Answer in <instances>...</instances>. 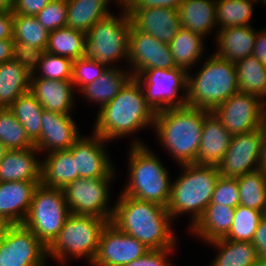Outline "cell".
Returning <instances> with one entry per match:
<instances>
[{"label":"cell","instance_id":"cell-1","mask_svg":"<svg viewBox=\"0 0 266 266\" xmlns=\"http://www.w3.org/2000/svg\"><path fill=\"white\" fill-rule=\"evenodd\" d=\"M114 205L110 223L121 232L135 237L150 250L176 248L173 219L166 207L122 192Z\"/></svg>","mask_w":266,"mask_h":266},{"label":"cell","instance_id":"cell-2","mask_svg":"<svg viewBox=\"0 0 266 266\" xmlns=\"http://www.w3.org/2000/svg\"><path fill=\"white\" fill-rule=\"evenodd\" d=\"M155 115L142 85L131 77L117 96L100 108L93 133L107 141L128 137L146 126L154 127Z\"/></svg>","mask_w":266,"mask_h":266},{"label":"cell","instance_id":"cell-3","mask_svg":"<svg viewBox=\"0 0 266 266\" xmlns=\"http://www.w3.org/2000/svg\"><path fill=\"white\" fill-rule=\"evenodd\" d=\"M207 112L202 108L186 105L156 112L153 129L164 149L175 158L177 164L196 162L204 115Z\"/></svg>","mask_w":266,"mask_h":266},{"label":"cell","instance_id":"cell-4","mask_svg":"<svg viewBox=\"0 0 266 266\" xmlns=\"http://www.w3.org/2000/svg\"><path fill=\"white\" fill-rule=\"evenodd\" d=\"M133 141L128 153L129 179L121 192L167 207L172 184L168 170L143 141Z\"/></svg>","mask_w":266,"mask_h":266},{"label":"cell","instance_id":"cell-5","mask_svg":"<svg viewBox=\"0 0 266 266\" xmlns=\"http://www.w3.org/2000/svg\"><path fill=\"white\" fill-rule=\"evenodd\" d=\"M180 166L183 173L171 184L170 199L166 208L173 221L183 213L191 214L190 228L210 204L220 174L217 166L196 163Z\"/></svg>","mask_w":266,"mask_h":266},{"label":"cell","instance_id":"cell-6","mask_svg":"<svg viewBox=\"0 0 266 266\" xmlns=\"http://www.w3.org/2000/svg\"><path fill=\"white\" fill-rule=\"evenodd\" d=\"M205 60L195 77L187 72L186 106L214 111L239 92L237 69L234 63L214 53Z\"/></svg>","mask_w":266,"mask_h":266},{"label":"cell","instance_id":"cell-7","mask_svg":"<svg viewBox=\"0 0 266 266\" xmlns=\"http://www.w3.org/2000/svg\"><path fill=\"white\" fill-rule=\"evenodd\" d=\"M107 223L104 218L71 213L57 237L47 247V257L51 256L63 266L67 258L85 257L91 265L98 251L101 232Z\"/></svg>","mask_w":266,"mask_h":266},{"label":"cell","instance_id":"cell-8","mask_svg":"<svg viewBox=\"0 0 266 266\" xmlns=\"http://www.w3.org/2000/svg\"><path fill=\"white\" fill-rule=\"evenodd\" d=\"M120 6L122 11L119 16L112 12L86 33L83 58L93 59L106 68H114L112 65L122 59L128 62L131 19L126 8L122 4Z\"/></svg>","mask_w":266,"mask_h":266},{"label":"cell","instance_id":"cell-9","mask_svg":"<svg viewBox=\"0 0 266 266\" xmlns=\"http://www.w3.org/2000/svg\"><path fill=\"white\" fill-rule=\"evenodd\" d=\"M71 214L61 188L39 184L33 193L31 206L23 225L48 247Z\"/></svg>","mask_w":266,"mask_h":266},{"label":"cell","instance_id":"cell-10","mask_svg":"<svg viewBox=\"0 0 266 266\" xmlns=\"http://www.w3.org/2000/svg\"><path fill=\"white\" fill-rule=\"evenodd\" d=\"M137 80L142 85L147 103L155 112L186 105L187 71L153 68L143 71ZM181 89L183 92L179 95Z\"/></svg>","mask_w":266,"mask_h":266},{"label":"cell","instance_id":"cell-11","mask_svg":"<svg viewBox=\"0 0 266 266\" xmlns=\"http://www.w3.org/2000/svg\"><path fill=\"white\" fill-rule=\"evenodd\" d=\"M115 169L103 178L77 180L67 184L62 190L70 212L76 215H90L111 221L113 208H110L111 180H114Z\"/></svg>","mask_w":266,"mask_h":266},{"label":"cell","instance_id":"cell-12","mask_svg":"<svg viewBox=\"0 0 266 266\" xmlns=\"http://www.w3.org/2000/svg\"><path fill=\"white\" fill-rule=\"evenodd\" d=\"M261 100L256 95L237 92L213 113L232 136L247 133L266 124V103Z\"/></svg>","mask_w":266,"mask_h":266},{"label":"cell","instance_id":"cell-13","mask_svg":"<svg viewBox=\"0 0 266 266\" xmlns=\"http://www.w3.org/2000/svg\"><path fill=\"white\" fill-rule=\"evenodd\" d=\"M2 266H46L47 247L23 224L8 225L0 237Z\"/></svg>","mask_w":266,"mask_h":266},{"label":"cell","instance_id":"cell-14","mask_svg":"<svg viewBox=\"0 0 266 266\" xmlns=\"http://www.w3.org/2000/svg\"><path fill=\"white\" fill-rule=\"evenodd\" d=\"M128 62L129 71L135 78L145 70L177 67L168 43L137 30L132 24L128 36Z\"/></svg>","mask_w":266,"mask_h":266},{"label":"cell","instance_id":"cell-15","mask_svg":"<svg viewBox=\"0 0 266 266\" xmlns=\"http://www.w3.org/2000/svg\"><path fill=\"white\" fill-rule=\"evenodd\" d=\"M263 127L234 135L222 161L217 166L220 176L238 178L260 167Z\"/></svg>","mask_w":266,"mask_h":266},{"label":"cell","instance_id":"cell-16","mask_svg":"<svg viewBox=\"0 0 266 266\" xmlns=\"http://www.w3.org/2000/svg\"><path fill=\"white\" fill-rule=\"evenodd\" d=\"M149 250L138 239L108 222L101 232L98 251L91 266H124Z\"/></svg>","mask_w":266,"mask_h":266},{"label":"cell","instance_id":"cell-17","mask_svg":"<svg viewBox=\"0 0 266 266\" xmlns=\"http://www.w3.org/2000/svg\"><path fill=\"white\" fill-rule=\"evenodd\" d=\"M108 141L93 133V136H81L70 148L72 152L78 178H103L113 170L114 165L105 149Z\"/></svg>","mask_w":266,"mask_h":266},{"label":"cell","instance_id":"cell-18","mask_svg":"<svg viewBox=\"0 0 266 266\" xmlns=\"http://www.w3.org/2000/svg\"><path fill=\"white\" fill-rule=\"evenodd\" d=\"M131 24L164 43H170L181 29L177 9L162 7L126 8Z\"/></svg>","mask_w":266,"mask_h":266},{"label":"cell","instance_id":"cell-19","mask_svg":"<svg viewBox=\"0 0 266 266\" xmlns=\"http://www.w3.org/2000/svg\"><path fill=\"white\" fill-rule=\"evenodd\" d=\"M41 134L35 147L39 152L69 149L80 137L77 124L71 115L43 110Z\"/></svg>","mask_w":266,"mask_h":266},{"label":"cell","instance_id":"cell-20","mask_svg":"<svg viewBox=\"0 0 266 266\" xmlns=\"http://www.w3.org/2000/svg\"><path fill=\"white\" fill-rule=\"evenodd\" d=\"M39 184L41 181L0 182V217L9 225L22 224Z\"/></svg>","mask_w":266,"mask_h":266},{"label":"cell","instance_id":"cell-21","mask_svg":"<svg viewBox=\"0 0 266 266\" xmlns=\"http://www.w3.org/2000/svg\"><path fill=\"white\" fill-rule=\"evenodd\" d=\"M232 137L213 111H208L204 115L201 142L195 163L218 166L229 148Z\"/></svg>","mask_w":266,"mask_h":266},{"label":"cell","instance_id":"cell-22","mask_svg":"<svg viewBox=\"0 0 266 266\" xmlns=\"http://www.w3.org/2000/svg\"><path fill=\"white\" fill-rule=\"evenodd\" d=\"M71 80H50L45 78H30V92L40 102L45 110L71 115L75 94Z\"/></svg>","mask_w":266,"mask_h":266},{"label":"cell","instance_id":"cell-23","mask_svg":"<svg viewBox=\"0 0 266 266\" xmlns=\"http://www.w3.org/2000/svg\"><path fill=\"white\" fill-rule=\"evenodd\" d=\"M39 153L36 147L8 150L0 163V182L41 181Z\"/></svg>","mask_w":266,"mask_h":266},{"label":"cell","instance_id":"cell-24","mask_svg":"<svg viewBox=\"0 0 266 266\" xmlns=\"http://www.w3.org/2000/svg\"><path fill=\"white\" fill-rule=\"evenodd\" d=\"M251 26H236L217 30L215 42L218 50L214 54L234 64L251 56L257 35V31Z\"/></svg>","mask_w":266,"mask_h":266},{"label":"cell","instance_id":"cell-25","mask_svg":"<svg viewBox=\"0 0 266 266\" xmlns=\"http://www.w3.org/2000/svg\"><path fill=\"white\" fill-rule=\"evenodd\" d=\"M235 208L222 204H209L198 221L188 230L197 238L209 243L222 239L231 230L234 221Z\"/></svg>","mask_w":266,"mask_h":266},{"label":"cell","instance_id":"cell-26","mask_svg":"<svg viewBox=\"0 0 266 266\" xmlns=\"http://www.w3.org/2000/svg\"><path fill=\"white\" fill-rule=\"evenodd\" d=\"M47 154L46 157L41 160L42 185L63 189L67 184L78 179L75 160L69 149L54 151Z\"/></svg>","mask_w":266,"mask_h":266},{"label":"cell","instance_id":"cell-27","mask_svg":"<svg viewBox=\"0 0 266 266\" xmlns=\"http://www.w3.org/2000/svg\"><path fill=\"white\" fill-rule=\"evenodd\" d=\"M180 25L203 37L216 25V0H184L178 8Z\"/></svg>","mask_w":266,"mask_h":266},{"label":"cell","instance_id":"cell-28","mask_svg":"<svg viewBox=\"0 0 266 266\" xmlns=\"http://www.w3.org/2000/svg\"><path fill=\"white\" fill-rule=\"evenodd\" d=\"M111 0H67L66 26L87 33L99 20L109 16ZM118 6L120 4L114 0Z\"/></svg>","mask_w":266,"mask_h":266},{"label":"cell","instance_id":"cell-29","mask_svg":"<svg viewBox=\"0 0 266 266\" xmlns=\"http://www.w3.org/2000/svg\"><path fill=\"white\" fill-rule=\"evenodd\" d=\"M119 67L107 68L106 71L92 83L80 90L88 101L99 104V109L109 103L126 82L132 77L130 71L118 69Z\"/></svg>","mask_w":266,"mask_h":266},{"label":"cell","instance_id":"cell-30","mask_svg":"<svg viewBox=\"0 0 266 266\" xmlns=\"http://www.w3.org/2000/svg\"><path fill=\"white\" fill-rule=\"evenodd\" d=\"M30 73L16 60L0 64V109L9 108L22 94L30 91Z\"/></svg>","mask_w":266,"mask_h":266},{"label":"cell","instance_id":"cell-31","mask_svg":"<svg viewBox=\"0 0 266 266\" xmlns=\"http://www.w3.org/2000/svg\"><path fill=\"white\" fill-rule=\"evenodd\" d=\"M217 249V254L210 266H253L257 260V252L252 242H238L218 239L209 242Z\"/></svg>","mask_w":266,"mask_h":266},{"label":"cell","instance_id":"cell-32","mask_svg":"<svg viewBox=\"0 0 266 266\" xmlns=\"http://www.w3.org/2000/svg\"><path fill=\"white\" fill-rule=\"evenodd\" d=\"M204 37L198 33L181 28L169 43L177 67L187 72L202 58Z\"/></svg>","mask_w":266,"mask_h":266},{"label":"cell","instance_id":"cell-33","mask_svg":"<svg viewBox=\"0 0 266 266\" xmlns=\"http://www.w3.org/2000/svg\"><path fill=\"white\" fill-rule=\"evenodd\" d=\"M25 128L26 134L29 139L35 144L41 134V118L43 113V106L28 91L18 97L8 108Z\"/></svg>","mask_w":266,"mask_h":266},{"label":"cell","instance_id":"cell-34","mask_svg":"<svg viewBox=\"0 0 266 266\" xmlns=\"http://www.w3.org/2000/svg\"><path fill=\"white\" fill-rule=\"evenodd\" d=\"M235 65L239 92L256 95L265 101L266 66L253 55L238 61Z\"/></svg>","mask_w":266,"mask_h":266},{"label":"cell","instance_id":"cell-35","mask_svg":"<svg viewBox=\"0 0 266 266\" xmlns=\"http://www.w3.org/2000/svg\"><path fill=\"white\" fill-rule=\"evenodd\" d=\"M86 33L70 27L49 32L46 52L77 60L83 57Z\"/></svg>","mask_w":266,"mask_h":266},{"label":"cell","instance_id":"cell-36","mask_svg":"<svg viewBox=\"0 0 266 266\" xmlns=\"http://www.w3.org/2000/svg\"><path fill=\"white\" fill-rule=\"evenodd\" d=\"M240 205L266 212V176L258 169L237 178Z\"/></svg>","mask_w":266,"mask_h":266},{"label":"cell","instance_id":"cell-37","mask_svg":"<svg viewBox=\"0 0 266 266\" xmlns=\"http://www.w3.org/2000/svg\"><path fill=\"white\" fill-rule=\"evenodd\" d=\"M253 3L256 2L251 0H216V26L223 29L251 25Z\"/></svg>","mask_w":266,"mask_h":266},{"label":"cell","instance_id":"cell-38","mask_svg":"<svg viewBox=\"0 0 266 266\" xmlns=\"http://www.w3.org/2000/svg\"><path fill=\"white\" fill-rule=\"evenodd\" d=\"M13 39L15 43H25L34 48L46 49L49 32L37 20L36 16L14 14Z\"/></svg>","mask_w":266,"mask_h":266},{"label":"cell","instance_id":"cell-39","mask_svg":"<svg viewBox=\"0 0 266 266\" xmlns=\"http://www.w3.org/2000/svg\"><path fill=\"white\" fill-rule=\"evenodd\" d=\"M0 142L9 150L35 147L25 128L8 108L0 109Z\"/></svg>","mask_w":266,"mask_h":266},{"label":"cell","instance_id":"cell-40","mask_svg":"<svg viewBox=\"0 0 266 266\" xmlns=\"http://www.w3.org/2000/svg\"><path fill=\"white\" fill-rule=\"evenodd\" d=\"M265 212L238 205L235 208L231 230L224 239L238 242H252L259 222Z\"/></svg>","mask_w":266,"mask_h":266},{"label":"cell","instance_id":"cell-41","mask_svg":"<svg viewBox=\"0 0 266 266\" xmlns=\"http://www.w3.org/2000/svg\"><path fill=\"white\" fill-rule=\"evenodd\" d=\"M73 60L67 57L45 53L38 66V74L34 73L31 78H45L50 80H71Z\"/></svg>","mask_w":266,"mask_h":266},{"label":"cell","instance_id":"cell-42","mask_svg":"<svg viewBox=\"0 0 266 266\" xmlns=\"http://www.w3.org/2000/svg\"><path fill=\"white\" fill-rule=\"evenodd\" d=\"M106 67L97 63L90 58H79L73 61L72 79L75 87L80 91L86 85L99 78L105 71Z\"/></svg>","mask_w":266,"mask_h":266},{"label":"cell","instance_id":"cell-43","mask_svg":"<svg viewBox=\"0 0 266 266\" xmlns=\"http://www.w3.org/2000/svg\"><path fill=\"white\" fill-rule=\"evenodd\" d=\"M67 0H52L37 15V20L48 31L66 27Z\"/></svg>","mask_w":266,"mask_h":266},{"label":"cell","instance_id":"cell-44","mask_svg":"<svg viewBox=\"0 0 266 266\" xmlns=\"http://www.w3.org/2000/svg\"><path fill=\"white\" fill-rule=\"evenodd\" d=\"M210 204H222L236 208L240 205V196L237 178L220 176Z\"/></svg>","mask_w":266,"mask_h":266},{"label":"cell","instance_id":"cell-45","mask_svg":"<svg viewBox=\"0 0 266 266\" xmlns=\"http://www.w3.org/2000/svg\"><path fill=\"white\" fill-rule=\"evenodd\" d=\"M46 49L34 48L25 43H14L13 59L19 62L29 73H38L36 70L40 65Z\"/></svg>","mask_w":266,"mask_h":266},{"label":"cell","instance_id":"cell-46","mask_svg":"<svg viewBox=\"0 0 266 266\" xmlns=\"http://www.w3.org/2000/svg\"><path fill=\"white\" fill-rule=\"evenodd\" d=\"M174 249L175 248L149 250L144 256L124 266H172L167 255L173 252Z\"/></svg>","mask_w":266,"mask_h":266},{"label":"cell","instance_id":"cell-47","mask_svg":"<svg viewBox=\"0 0 266 266\" xmlns=\"http://www.w3.org/2000/svg\"><path fill=\"white\" fill-rule=\"evenodd\" d=\"M52 0H14L13 14L36 16Z\"/></svg>","mask_w":266,"mask_h":266},{"label":"cell","instance_id":"cell-48","mask_svg":"<svg viewBox=\"0 0 266 266\" xmlns=\"http://www.w3.org/2000/svg\"><path fill=\"white\" fill-rule=\"evenodd\" d=\"M184 0H124L125 8L162 7L177 9Z\"/></svg>","mask_w":266,"mask_h":266},{"label":"cell","instance_id":"cell-49","mask_svg":"<svg viewBox=\"0 0 266 266\" xmlns=\"http://www.w3.org/2000/svg\"><path fill=\"white\" fill-rule=\"evenodd\" d=\"M256 248L258 259L266 260V216L259 222L252 241Z\"/></svg>","mask_w":266,"mask_h":266},{"label":"cell","instance_id":"cell-50","mask_svg":"<svg viewBox=\"0 0 266 266\" xmlns=\"http://www.w3.org/2000/svg\"><path fill=\"white\" fill-rule=\"evenodd\" d=\"M14 14L12 11H0V40L13 39Z\"/></svg>","mask_w":266,"mask_h":266},{"label":"cell","instance_id":"cell-51","mask_svg":"<svg viewBox=\"0 0 266 266\" xmlns=\"http://www.w3.org/2000/svg\"><path fill=\"white\" fill-rule=\"evenodd\" d=\"M252 55L255 56L261 64L266 66V29L257 31Z\"/></svg>","mask_w":266,"mask_h":266},{"label":"cell","instance_id":"cell-52","mask_svg":"<svg viewBox=\"0 0 266 266\" xmlns=\"http://www.w3.org/2000/svg\"><path fill=\"white\" fill-rule=\"evenodd\" d=\"M14 39L0 40V64L13 59Z\"/></svg>","mask_w":266,"mask_h":266},{"label":"cell","instance_id":"cell-53","mask_svg":"<svg viewBox=\"0 0 266 266\" xmlns=\"http://www.w3.org/2000/svg\"><path fill=\"white\" fill-rule=\"evenodd\" d=\"M259 170L266 176V124L263 126V139Z\"/></svg>","mask_w":266,"mask_h":266},{"label":"cell","instance_id":"cell-54","mask_svg":"<svg viewBox=\"0 0 266 266\" xmlns=\"http://www.w3.org/2000/svg\"><path fill=\"white\" fill-rule=\"evenodd\" d=\"M14 0H0V11H12Z\"/></svg>","mask_w":266,"mask_h":266},{"label":"cell","instance_id":"cell-55","mask_svg":"<svg viewBox=\"0 0 266 266\" xmlns=\"http://www.w3.org/2000/svg\"><path fill=\"white\" fill-rule=\"evenodd\" d=\"M9 224L0 217V237L4 234Z\"/></svg>","mask_w":266,"mask_h":266},{"label":"cell","instance_id":"cell-56","mask_svg":"<svg viewBox=\"0 0 266 266\" xmlns=\"http://www.w3.org/2000/svg\"><path fill=\"white\" fill-rule=\"evenodd\" d=\"M9 149L0 142V163Z\"/></svg>","mask_w":266,"mask_h":266},{"label":"cell","instance_id":"cell-57","mask_svg":"<svg viewBox=\"0 0 266 266\" xmlns=\"http://www.w3.org/2000/svg\"><path fill=\"white\" fill-rule=\"evenodd\" d=\"M253 266H266V260L258 259Z\"/></svg>","mask_w":266,"mask_h":266},{"label":"cell","instance_id":"cell-58","mask_svg":"<svg viewBox=\"0 0 266 266\" xmlns=\"http://www.w3.org/2000/svg\"><path fill=\"white\" fill-rule=\"evenodd\" d=\"M120 5L123 4L124 0H116Z\"/></svg>","mask_w":266,"mask_h":266},{"label":"cell","instance_id":"cell-59","mask_svg":"<svg viewBox=\"0 0 266 266\" xmlns=\"http://www.w3.org/2000/svg\"><path fill=\"white\" fill-rule=\"evenodd\" d=\"M263 2V5L266 7V0H261Z\"/></svg>","mask_w":266,"mask_h":266}]
</instances>
